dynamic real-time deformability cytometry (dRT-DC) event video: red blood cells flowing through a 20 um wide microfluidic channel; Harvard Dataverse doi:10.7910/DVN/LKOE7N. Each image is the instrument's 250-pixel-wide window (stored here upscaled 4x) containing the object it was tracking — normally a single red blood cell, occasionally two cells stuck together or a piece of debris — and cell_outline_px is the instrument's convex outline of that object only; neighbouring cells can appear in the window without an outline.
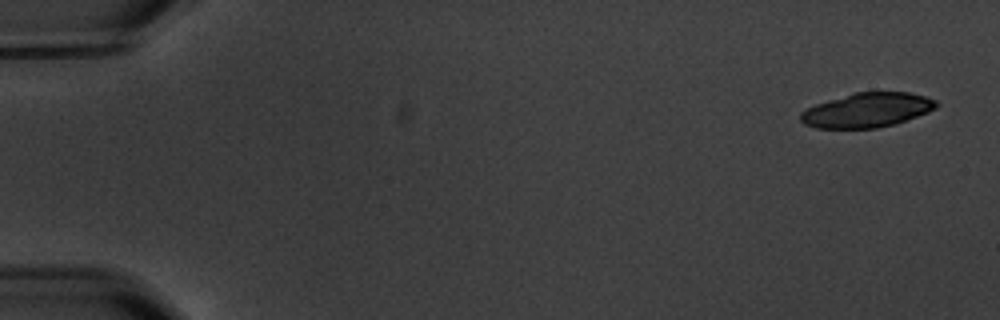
{"species": "common noctule bat (a hibernating species)", "species_latin": "Nyctalus noctula", "temperature_condition": "warm", "stored_images_in_passage": 11, "camera_frame_rate_fps": 3000, "um_per_image_px": 0.085, "animal": {"sex": "male", "body_mass_g": 20.1, "forearm_length_mm": 53.5}, "frame": {"image": 1, "passage_image": 1, "time_ms": 0.0, "image_size_px": [1000, 320], "cell_outline_px": [[940, 104], [936, 108], [928, 112], [892, 124], [876, 128], [816, 128], [804, 124], [800, 120], [800, 112], [816, 104], [828, 100], [856, 92], [908, 92], [924, 96], [936, 100]], "centroid_in_image_um": [73.7, 9.36], "position_along_channel_um": 11.3, "area_um2": 26.99}}
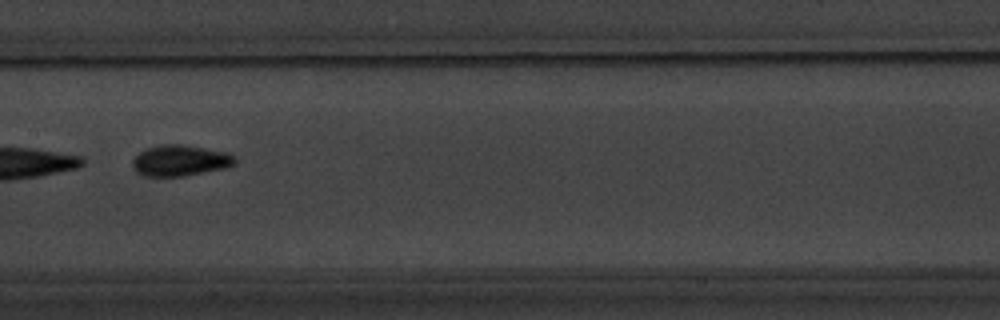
{"frame": {"image": 2, "passage_image": 8, "time_ms": 9.333, "image_size_px": [1000, 320], "cell_outline_px": [[236, 164], [228, 168], [184, 176], [144, 176], [136, 172], [132, 168], [132, 160], [140, 152], [148, 148], [160, 144], [180, 144], [228, 152], [236, 156]], "centroid_in_image_um": [15.35, 13.65], "position_along_channel_um": 192.1, "area_um2": 18.73}}